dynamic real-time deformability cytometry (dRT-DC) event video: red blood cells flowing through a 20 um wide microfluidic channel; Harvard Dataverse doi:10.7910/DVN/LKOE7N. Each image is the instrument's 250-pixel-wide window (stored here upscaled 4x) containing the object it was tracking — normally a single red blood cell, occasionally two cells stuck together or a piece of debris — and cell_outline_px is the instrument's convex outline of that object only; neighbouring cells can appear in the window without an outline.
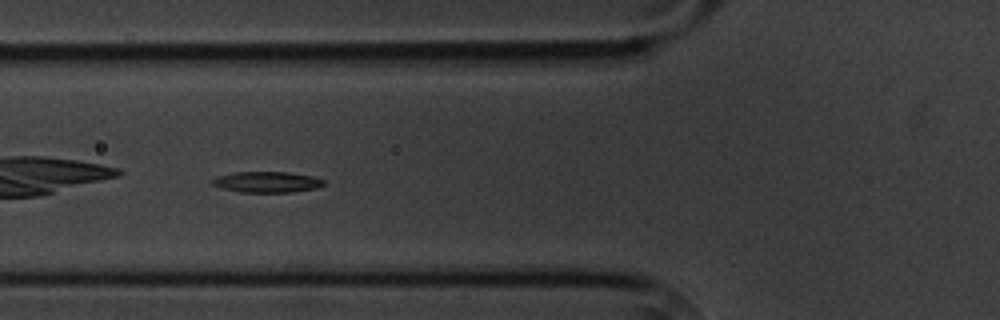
{"species": "common noctule bat (a hibernating species)", "species_latin": "Nyctalus noctula", "temperature_condition": "cold", "stored_images_in_passage": 3, "camera_frame_rate_fps": 3000, "um_per_image_px": 0.085, "animal": {"sex": "male", "body_mass_g": 20.1, "forearm_length_mm": 53.5}, "frame": {"image": 1, "passage_image": 2, "time_ms": 1.333, "image_size_px": [1000, 320], "cell_outline_px": [[324, 184], [320, 188], [292, 192], [240, 192], [224, 188], [212, 184], [212, 180], [220, 176], [232, 172], [288, 172], [312, 176], [324, 180]], "centroid_in_image_um": [22.75, 15.47], "position_along_channel_um": 103.0, "area_um2": 13.47}}
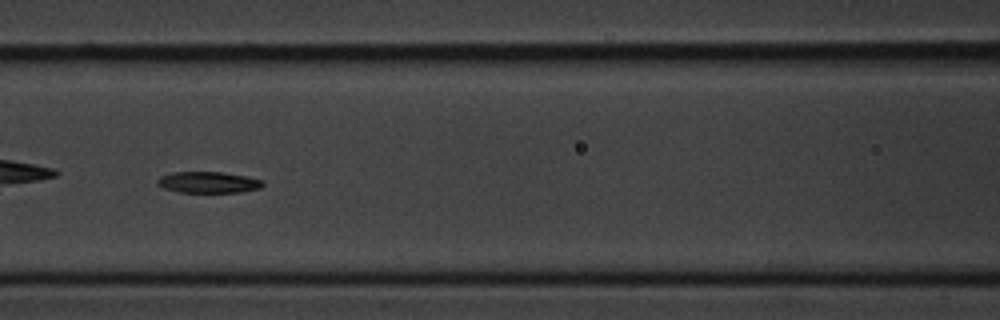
{"frame": {"image": 2, "passage_image": 3, "time_ms": 2.667, "image_size_px": [1000, 320], "cell_outline_px": [[264, 184], [260, 188], [240, 192], [180, 192], [164, 188], [156, 184], [156, 180], [160, 176], [172, 172], [220, 172], [244, 176], [260, 180]], "centroid_in_image_um": [17.64, 15.5], "position_along_channel_um": 149.0, "area_um2": 12.89}}